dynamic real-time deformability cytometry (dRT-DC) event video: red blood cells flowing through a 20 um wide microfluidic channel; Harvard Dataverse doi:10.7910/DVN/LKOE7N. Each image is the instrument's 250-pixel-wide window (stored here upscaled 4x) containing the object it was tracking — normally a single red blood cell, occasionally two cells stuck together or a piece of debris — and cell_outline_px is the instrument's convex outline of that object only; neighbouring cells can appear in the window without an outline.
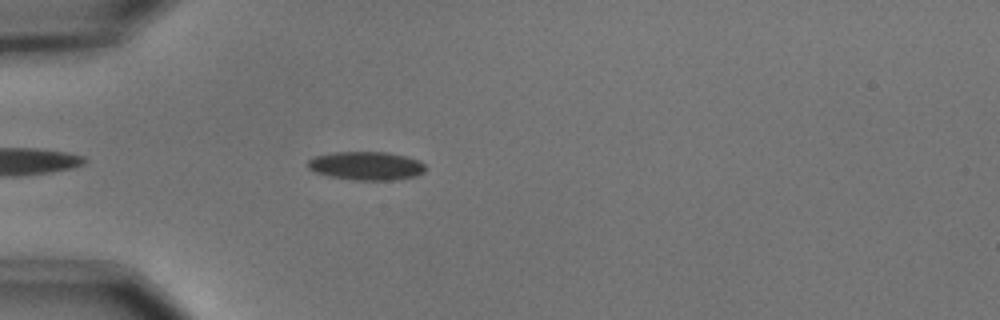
{"species": "common noctule bat (a hibernating species)", "species_latin": "Nyctalus noctula", "temperature_condition": "cold", "stored_images_in_passage": 29, "camera_frame_rate_fps": 3000, "um_per_image_px": 0.085, "animal": {"sex": "male", "body_mass_g": 15.6}, "frame": {"image": 1, "passage_image": 5, "time_ms": 1.333, "image_size_px": [1000, 320], "cell_outline_px": [[424, 172], [416, 176], [396, 180], [352, 180], [328, 176], [316, 172], [308, 168], [308, 160], [312, 156], [332, 152], [388, 152], [408, 156], [420, 160], [424, 164]], "centroid_in_image_um": [31.13, 14.09], "position_along_channel_um": 53.9, "area_um2": 19.83}}